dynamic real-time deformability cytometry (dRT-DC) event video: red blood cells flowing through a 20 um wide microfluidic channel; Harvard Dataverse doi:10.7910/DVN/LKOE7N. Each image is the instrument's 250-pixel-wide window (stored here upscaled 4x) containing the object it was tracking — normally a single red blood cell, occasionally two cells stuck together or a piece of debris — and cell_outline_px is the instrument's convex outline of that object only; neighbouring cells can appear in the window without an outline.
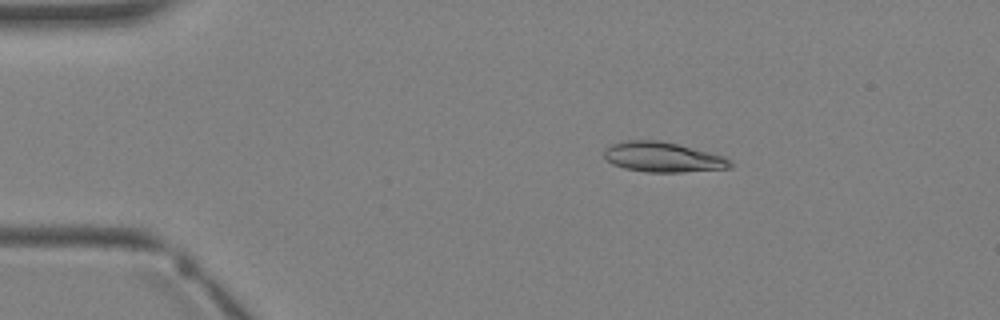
{"species": "Egyptian fruit bat (a non-hibernating species)", "species_latin": "Rousettus aegyptiacus", "temperature_condition": "warm", "stored_images_in_passage": 3, "camera_frame_rate_fps": 3000, "um_per_image_px": 0.085, "animal": {"sex": "female"}, "frame": {"image": 1, "passage_image": 1, "time_ms": 0.0, "image_size_px": [1000, 320], "cell_outline_px": [[732, 168], [680, 172], [644, 172], [624, 168], [612, 164], [604, 160], [604, 148], [612, 144], [628, 140], [656, 140], [676, 144], [724, 156], [732, 164]], "centroid_in_image_um": [56.28, 13.36], "position_along_channel_um": 28.7, "area_um2": 21.96}}